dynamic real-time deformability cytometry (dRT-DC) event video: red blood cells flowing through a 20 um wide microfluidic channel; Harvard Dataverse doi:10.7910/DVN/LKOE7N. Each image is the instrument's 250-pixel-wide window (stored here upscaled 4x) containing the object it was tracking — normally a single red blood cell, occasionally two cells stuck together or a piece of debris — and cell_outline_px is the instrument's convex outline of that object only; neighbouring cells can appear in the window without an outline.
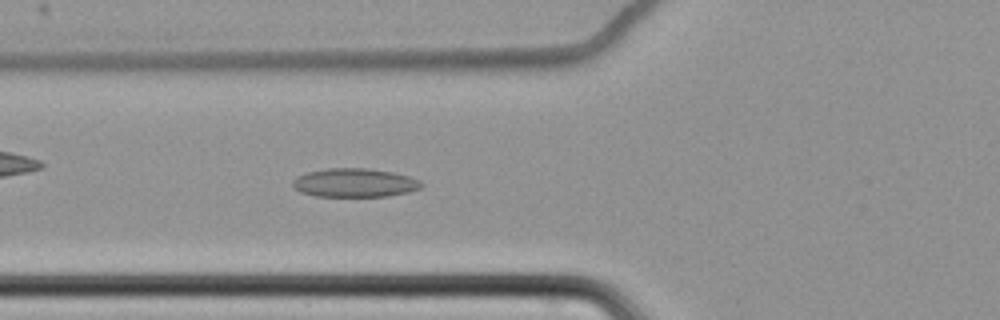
{"species": "common noctule bat (a hibernating species)", "species_latin": "Nyctalus noctula", "temperature_condition": "cold", "stored_images_in_passage": 65, "camera_frame_rate_fps": 3000, "um_per_image_px": 0.085, "animal": {"sex": "female", "body_mass_g": 22.7, "forearm_length_mm": 54.2}, "frame": {"image": 1, "passage_image": 28, "time_ms": 9.0, "image_size_px": [1000, 320], "cell_outline_px": [[424, 184], [420, 188], [408, 192], [388, 196], [316, 196], [300, 192], [292, 184], [292, 180], [308, 172], [328, 168], [368, 168], [392, 172], [408, 176], [420, 180]], "centroid_in_image_um": [30.17, 15.53], "position_along_channel_um": 95.6, "area_um2": 21.39}}
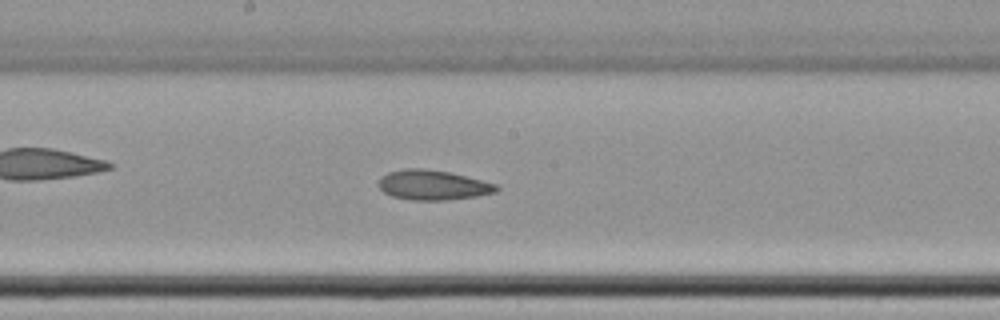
{"frame": {"image": 2, "passage_image": 38, "time_ms": 12.333, "image_size_px": [1000, 320], "cell_outline_px": [[500, 188], [496, 192], [476, 196], [444, 200], [412, 200], [392, 196], [384, 192], [376, 184], [380, 176], [388, 172], [404, 168], [424, 168], [448, 172], [500, 184]], "centroid_in_image_um": [36.78, 15.72], "position_along_channel_um": 211.4, "area_um2": 20.69}}
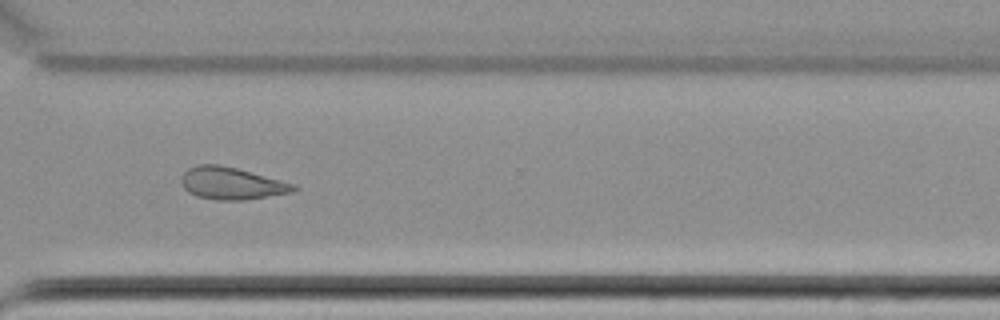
{"frame": {"image": 3, "passage_image": 50, "time_ms": 16.333, "image_size_px": [1000, 320], "cell_outline_px": [[296, 188], [292, 192], [244, 200], [216, 200], [196, 196], [188, 192], [184, 188], [180, 180], [180, 176], [188, 168], [196, 164], [220, 164], [236, 168], [296, 184]], "centroid_in_image_um": [19.63, 15.58], "position_along_channel_um": 351.0, "area_um2": 21.1}}